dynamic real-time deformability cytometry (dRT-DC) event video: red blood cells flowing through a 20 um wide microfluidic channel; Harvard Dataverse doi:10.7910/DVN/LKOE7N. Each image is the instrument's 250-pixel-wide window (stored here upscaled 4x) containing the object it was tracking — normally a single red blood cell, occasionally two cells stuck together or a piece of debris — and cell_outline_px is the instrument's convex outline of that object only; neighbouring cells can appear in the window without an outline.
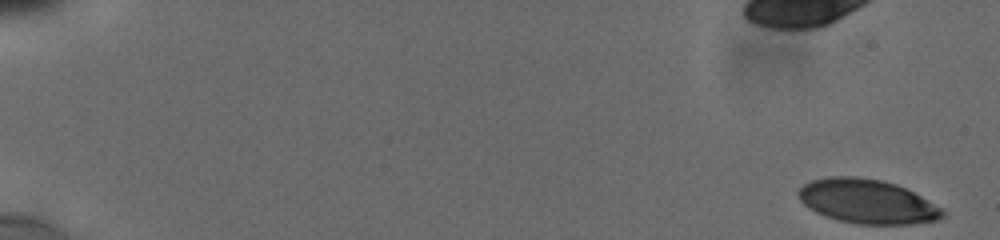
{"species": "human", "species_latin": "Homo sapiens", "temperature_condition": "cold", "stored_images_in_passage": 52, "camera_frame_rate_fps": 3000, "um_per_image_px": 0.085, "donor": {"sex": "male"}, "frame": {"image": 1, "passage_image": 1, "time_ms": 0.0, "image_size_px": [1000, 240], "cell_outline_px": [[944, 216], [936, 220], [908, 224], [860, 224], [840, 220], [824, 216], [816, 212], [804, 204], [800, 200], [796, 192], [804, 184], [812, 180], [828, 176], [856, 176], [884, 180], [896, 184], [920, 196], [940, 208], [944, 212]], "centroid_in_image_um": [73.66, 17.11], "position_along_channel_um": 11.3, "area_um2": 36.82}}
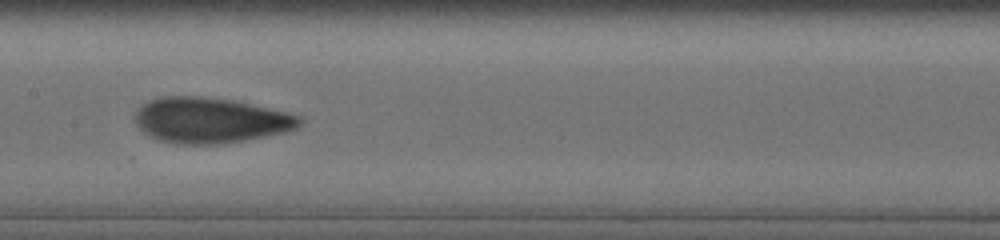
{"frame": {"image": 2, "passage_image": 34, "time_ms": 9.667, "image_size_px": [1000, 240], "cell_outline_px": [[304, 120], [296, 128], [284, 132], [244, 140], [220, 144], [176, 144], [160, 140], [148, 136], [136, 124], [136, 112], [148, 100], [164, 96], [204, 96], [232, 100], [284, 112], [300, 116]], "centroid_in_image_um": [17.85, 10.22], "position_along_channel_um": 189.5, "area_um2": 43.29}}
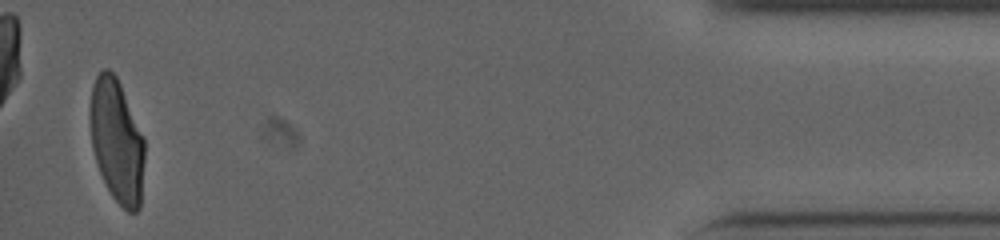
{"frame": {"image": 3, "passage_image": 52, "time_ms": 17.667, "image_size_px": [1000, 240], "cell_outline_px": [[144, 160], [140, 208], [136, 212], [128, 212], [112, 196], [100, 172], [92, 148], [88, 116], [88, 112], [92, 84], [96, 76], [104, 68], [108, 68], [116, 76], [120, 84], [144, 136]], "centroid_in_image_um": [9.91, 11.94], "position_along_channel_um": 425.3, "area_um2": 39.42}, "authors_computed_cell_mechanics": {"area_um2": 40.5467, "velocity_mm_per_s": 3.8264, "shape_relaxation_time_tau1_ms": 6.8721, "shape_relaxation_time_tau2_ms": 1.2764, "deformation_change_tau1": 0.2031, "deformation_change_tau2": 0.0726}}